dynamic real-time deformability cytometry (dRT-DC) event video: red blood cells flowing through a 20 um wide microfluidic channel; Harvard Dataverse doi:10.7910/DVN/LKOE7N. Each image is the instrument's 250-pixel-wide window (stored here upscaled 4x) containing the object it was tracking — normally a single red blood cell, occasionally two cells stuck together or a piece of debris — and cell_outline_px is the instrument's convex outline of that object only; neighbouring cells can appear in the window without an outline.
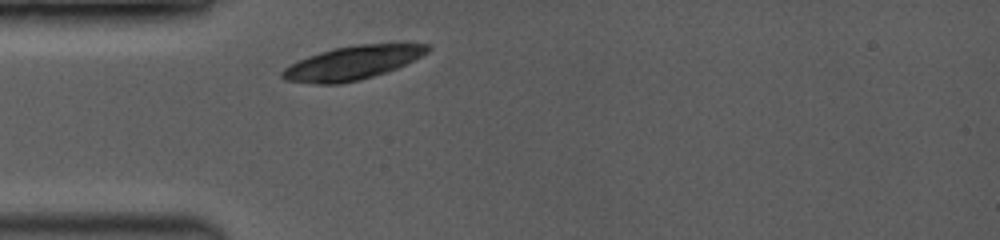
{"species": "common noctule bat (a hibernating species)", "species_latin": "Nyctalus noctula", "temperature_condition": "room temperature", "stored_images_in_passage": 1, "camera_frame_rate_fps": 3500, "um_per_image_px": 0.085, "animal": {"sex": "female", "body_mass_g": 19.0, "forearm_length_mm": 53.3}, "frame": {"image": 1, "passage_image": 1, "time_ms": 0.0, "image_size_px": [1000, 240], "cell_outline_px": [[432, 48], [428, 52], [396, 68], [360, 80], [336, 84], [320, 84], [284, 80], [280, 76], [280, 72], [288, 64], [308, 56], [332, 48], [360, 44], [432, 44]], "centroid_in_image_um": [29.9, 5.34], "position_along_channel_um": 55.1, "area_um2": 28.26}}